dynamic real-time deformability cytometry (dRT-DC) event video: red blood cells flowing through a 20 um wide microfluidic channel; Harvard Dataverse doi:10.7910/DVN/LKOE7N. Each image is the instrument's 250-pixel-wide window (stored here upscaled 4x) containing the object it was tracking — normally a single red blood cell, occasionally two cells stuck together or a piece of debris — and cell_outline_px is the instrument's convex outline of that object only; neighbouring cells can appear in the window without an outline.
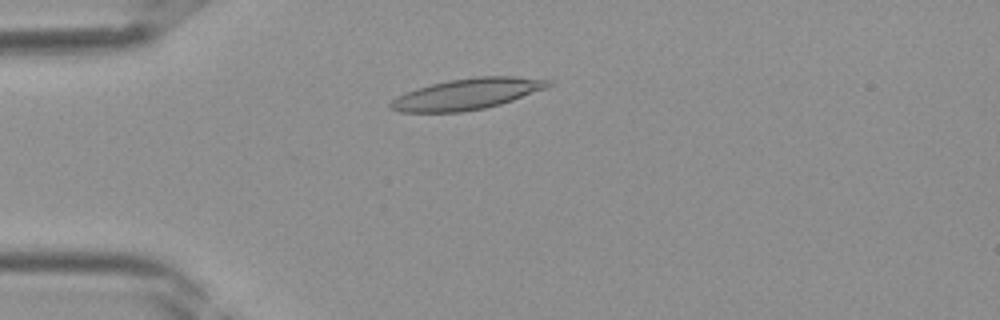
{"species": "Egyptian fruit bat (a non-hibernating species)", "species_latin": "Rousettus aegyptiacus", "temperature_condition": "room temperature", "stored_images_in_passage": 38, "camera_frame_rate_fps": 3000, "um_per_image_px": 0.085, "frame": {"image": 1, "passage_image": 9, "time_ms": 2.667, "image_size_px": [1000, 320], "cell_outline_px": [[552, 84], [544, 88], [512, 100], [500, 104], [484, 108], [460, 112], [400, 112], [388, 108], [388, 104], [396, 96], [416, 88], [448, 80], [476, 76], [512, 76], [552, 80]], "centroid_in_image_um": [39.64, 7.99], "position_along_channel_um": 45.4, "area_um2": 28.38}}
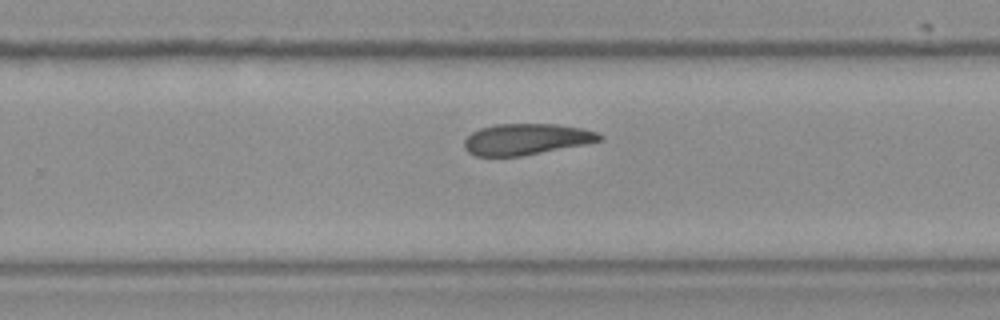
{"frame": {"image": 2, "passage_image": 24, "time_ms": 7.667, "image_size_px": [1000, 320], "cell_outline_px": [[604, 140], [584, 144], [520, 156], [476, 156], [468, 152], [464, 148], [464, 140], [472, 132], [480, 128], [496, 124], [556, 124], [580, 128], [596, 132], [604, 136]], "centroid_in_image_um": [44.71, 11.83], "position_along_channel_um": 285.1, "area_um2": 24.39}}
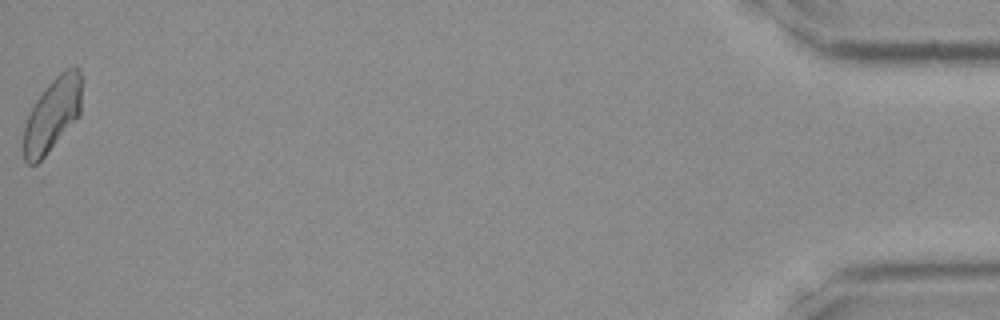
{"frame": {"image": 3, "passage_image": 38, "time_ms": 12.333, "image_size_px": [1000, 320], "cell_outline_px": [[84, 76], [80, 116], [44, 156], [36, 164], [28, 164], [24, 160], [24, 128], [28, 112], [44, 88], [64, 68], [76, 64], [80, 68]], "centroid_in_image_um": [4.52, 9.64], "position_along_channel_um": 430.7, "area_um2": 25.55}}